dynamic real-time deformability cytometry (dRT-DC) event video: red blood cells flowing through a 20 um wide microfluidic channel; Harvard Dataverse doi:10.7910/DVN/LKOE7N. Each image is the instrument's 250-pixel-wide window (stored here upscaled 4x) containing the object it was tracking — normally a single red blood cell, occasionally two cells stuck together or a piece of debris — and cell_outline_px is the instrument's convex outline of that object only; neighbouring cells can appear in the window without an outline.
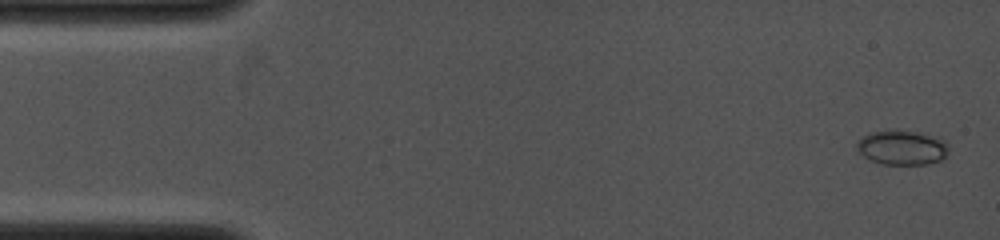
{"species": "common noctule bat (a hibernating species)", "species_latin": "Nyctalus noctula", "temperature_condition": "cold", "stored_images_in_passage": 5, "camera_frame_rate_fps": 4000, "um_per_image_px": 0.085, "animal": {"sex": "female", "body_mass_g": 19.0, "forearm_length_mm": 53.3}, "frame": {"image": 1, "passage_image": 1, "time_ms": 0.0, "image_size_px": [1000, 240], "cell_outline_px": [[948, 152], [940, 160], [928, 164], [880, 164], [864, 156], [856, 148], [856, 144], [864, 136], [872, 132], [900, 128], [924, 132], [936, 136], [944, 140], [948, 144]], "centroid_in_image_um": [76.71, 12.5], "position_along_channel_um": 8.3, "area_um2": 18.84}}
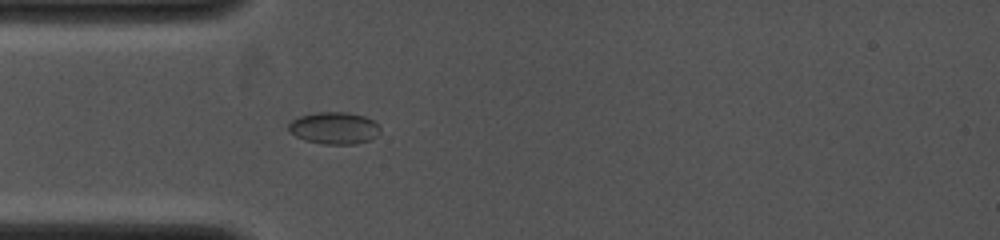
{"frame": {"image": 2, "passage_image": 5, "time_ms": 3.75, "image_size_px": [1000, 240], "cell_outline_px": [[380, 132], [376, 136], [368, 140], [356, 144], [324, 144], [304, 140], [288, 132], [288, 124], [292, 120], [300, 116], [316, 112], [348, 112], [364, 116], [372, 120], [380, 128]], "centroid_in_image_um": [28.38, 10.88], "position_along_channel_um": 56.6, "area_um2": 17.11}}